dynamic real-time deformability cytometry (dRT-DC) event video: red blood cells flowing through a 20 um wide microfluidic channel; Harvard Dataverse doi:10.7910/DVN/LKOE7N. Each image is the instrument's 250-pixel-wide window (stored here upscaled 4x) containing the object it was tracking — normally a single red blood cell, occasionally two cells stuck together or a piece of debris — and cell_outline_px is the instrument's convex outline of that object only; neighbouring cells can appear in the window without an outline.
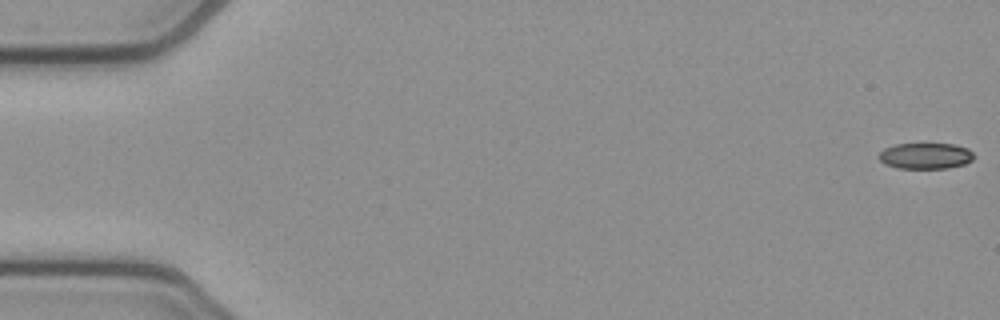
{"species": "common noctule bat (a hibernating species)", "species_latin": "Nyctalus noctula", "temperature_condition": "cold", "stored_images_in_passage": 15, "camera_frame_rate_fps": 3000, "um_per_image_px": 0.085, "animal": {"sex": "female", "body_mass_g": 21.9}, "frame": {"image": 1, "passage_image": 1, "time_ms": 0.0, "image_size_px": [1000, 320], "cell_outline_px": [[976, 156], [972, 160], [964, 164], [948, 168], [896, 168], [884, 164], [880, 160], [880, 152], [884, 148], [896, 144], [952, 144], [968, 148]], "centroid_in_image_um": [78.68, 13.25], "position_along_channel_um": 6.3, "area_um2": 14.39}}
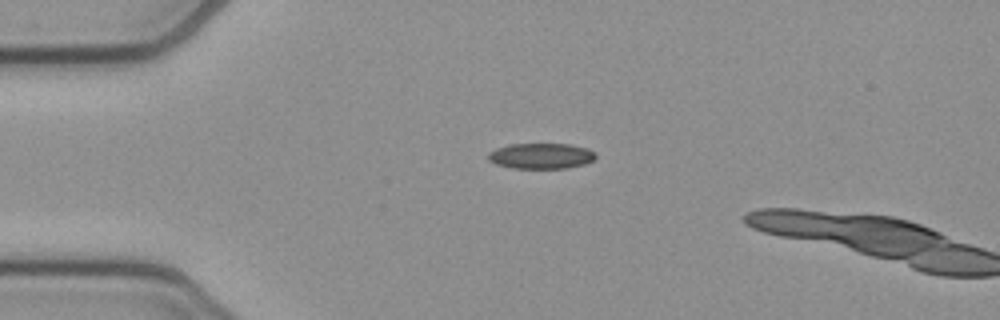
{"frame": {"image": 2, "passage_image": 13, "time_ms": 4.0, "image_size_px": [1000, 320], "cell_outline_px": [[596, 156], [592, 160], [584, 164], [568, 168], [512, 168], [496, 164], [488, 160], [488, 152], [496, 148], [512, 144], [568, 144], [588, 148], [596, 152]], "centroid_in_image_um": [45.99, 13.25], "position_along_channel_um": 39.0, "area_um2": 16.07}}